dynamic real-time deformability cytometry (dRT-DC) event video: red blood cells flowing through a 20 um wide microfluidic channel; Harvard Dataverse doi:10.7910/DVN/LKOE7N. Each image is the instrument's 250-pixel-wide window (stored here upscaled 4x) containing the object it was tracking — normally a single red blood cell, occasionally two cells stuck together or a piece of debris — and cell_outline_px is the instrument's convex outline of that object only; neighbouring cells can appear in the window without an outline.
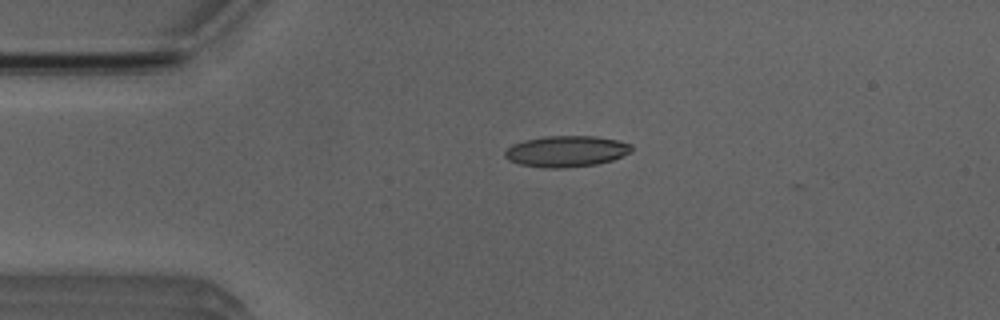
{"species": "Egyptian fruit bat (a non-hibernating species)", "species_latin": "Rousettus aegyptiacus", "temperature_condition": "room temperature", "stored_images_in_passage": 2, "camera_frame_rate_fps": 3000, "um_per_image_px": 0.085, "animal": {"sex": "male"}, "frame": {"image": 1, "passage_image": 1, "time_ms": 0.0, "image_size_px": [1000, 320], "cell_outline_px": [[632, 148], [628, 152], [612, 160], [596, 164], [564, 168], [544, 168], [520, 164], [508, 160], [504, 156], [504, 152], [512, 144], [524, 140], [544, 136], [592, 136], [616, 140], [632, 144]], "centroid_in_image_um": [48.08, 12.86], "position_along_channel_um": 36.9, "area_um2": 22.83}}